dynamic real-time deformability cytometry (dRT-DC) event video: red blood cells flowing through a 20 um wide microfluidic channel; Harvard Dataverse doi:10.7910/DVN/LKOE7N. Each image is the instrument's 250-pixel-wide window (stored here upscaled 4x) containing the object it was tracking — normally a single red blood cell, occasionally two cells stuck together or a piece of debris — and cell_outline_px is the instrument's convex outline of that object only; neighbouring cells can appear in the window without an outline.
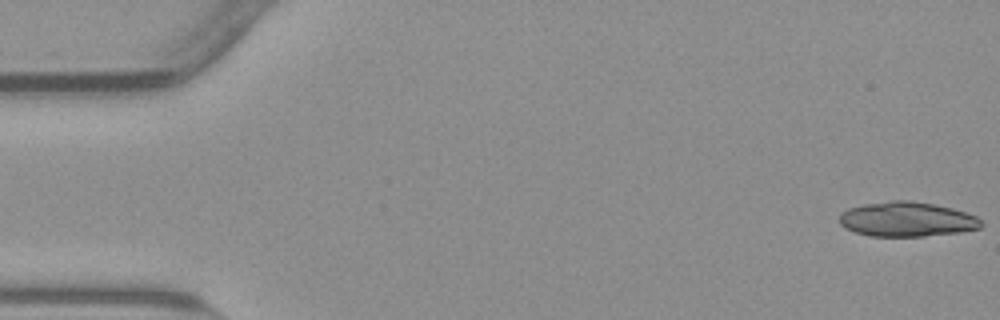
{"species": "common noctule bat (a hibernating species)", "species_latin": "Nyctalus noctula", "temperature_condition": "warm", "stored_images_in_passage": 53, "segment_of_instrument_passage": [1, 2], "camera_frame_rate_fps": 3000, "um_per_image_px": 0.085, "animal": {"sex": "male", "body_mass_g": 23.1, "forearm_length_mm": 52.7}, "frame": {"image": 1, "passage_image": 1, "time_ms": 0.0, "image_size_px": [1000, 320], "cell_outline_px": [[984, 224], [980, 228], [960, 232], [924, 236], [868, 236], [844, 228], [840, 224], [840, 216], [848, 208], [864, 204], [892, 200], [908, 200], [936, 204], [952, 208], [976, 216]], "centroid_in_image_um": [77.09, 18.64], "position_along_channel_um": 7.9, "area_um2": 28.67}}